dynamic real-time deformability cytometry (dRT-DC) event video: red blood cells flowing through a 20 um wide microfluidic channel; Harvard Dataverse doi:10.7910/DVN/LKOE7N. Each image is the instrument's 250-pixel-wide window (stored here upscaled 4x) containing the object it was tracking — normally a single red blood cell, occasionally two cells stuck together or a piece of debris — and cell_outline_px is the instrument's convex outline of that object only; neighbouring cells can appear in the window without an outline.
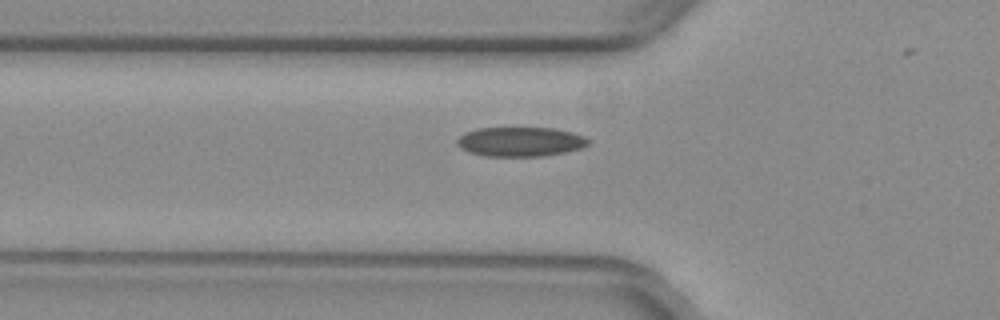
{"species": "common noctule bat (a hibernating species)", "species_latin": "Nyctalus noctula", "temperature_condition": "warm", "stored_images_in_passage": 34, "camera_frame_rate_fps": 3000, "um_per_image_px": 0.085, "animal": {"sex": "female", "body_mass_g": 29.2, "forearm_length_mm": 56.3}, "frame": {"image": 1, "passage_image": 4, "time_ms": 1.0, "image_size_px": [1000, 320], "cell_outline_px": [[584, 140], [580, 144], [568, 148], [552, 152], [480, 152], [468, 148], [460, 140], [464, 136], [472, 132], [496, 128], [536, 128], [560, 132], [576, 136]], "centroid_in_image_um": [44.15, 11.94], "position_along_channel_um": 81.6, "area_um2": 17.22}}
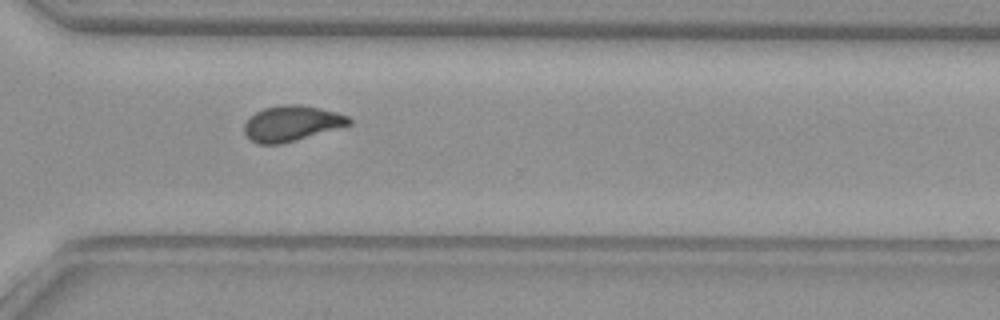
{"frame": {"image": 2, "passage_image": 24, "time_ms": 7.667, "image_size_px": [1000, 320], "cell_outline_px": [[348, 124], [288, 140], [256, 140], [248, 132], [248, 120], [260, 112], [272, 108], [312, 108], [344, 116], [348, 120]], "centroid_in_image_um": [24.83, 10.47], "position_along_channel_um": 345.8, "area_um2": 17.34}}
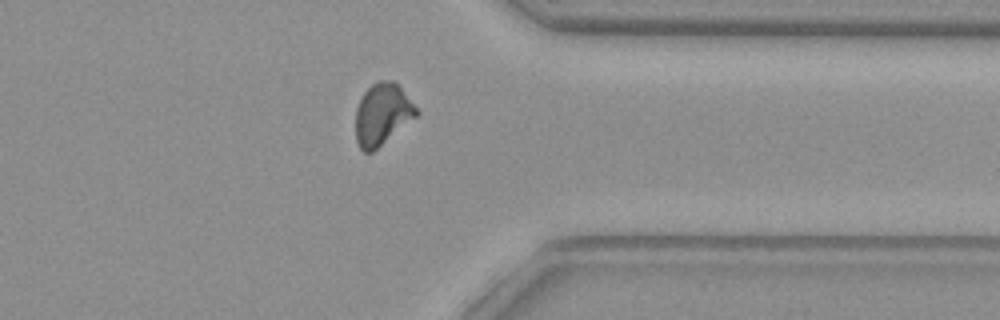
{"frame": {"image": 3, "passage_image": 27, "time_ms": 8.667, "image_size_px": [1000, 320], "cell_outline_px": [[416, 112], [368, 152], [360, 144], [356, 132], [356, 116], [360, 104], [364, 96], [376, 84], [396, 84], [416, 108]], "centroid_in_image_um": [32.45, 9.69], "position_along_channel_um": 379.0, "area_um2": 18.44}, "authors_computed_cell_mechanics": {"area_um2": 16.9643, "velocity_mm_per_s": 3.955, "shape_relaxation_time_tau1_ms": null, "shape_relaxation_time_tau2_ms": 2.2593, "deformation_change_tau1": null, "deformation_change_tau2": 0.0808}}